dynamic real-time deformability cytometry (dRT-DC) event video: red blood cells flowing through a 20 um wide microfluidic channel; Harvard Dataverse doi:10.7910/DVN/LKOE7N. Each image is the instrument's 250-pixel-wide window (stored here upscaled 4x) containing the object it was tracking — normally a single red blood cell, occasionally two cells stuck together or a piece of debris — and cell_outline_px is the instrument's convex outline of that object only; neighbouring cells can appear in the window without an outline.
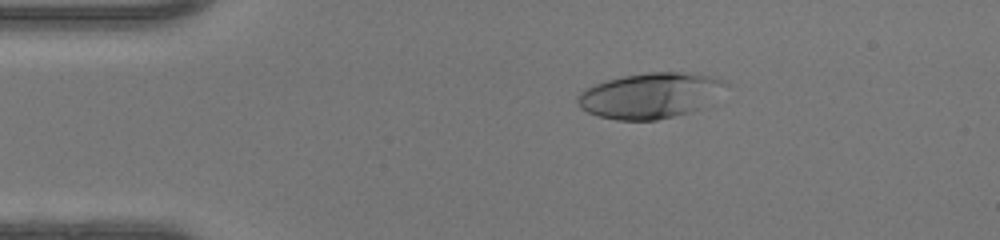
{"species": "human", "species_latin": "Homo sapiens", "temperature_condition": "warm", "stored_images_in_passage": 43, "camera_frame_rate_fps": 3000, "um_per_image_px": 0.085, "donor": {"sex": "female"}, "frame": {"image": 1, "passage_image": 5, "time_ms": 1.333, "image_size_px": [1000, 240], "cell_outline_px": [[728, 84], [700, 108], [688, 112], [656, 120], [616, 120], [600, 116], [588, 112], [580, 108], [576, 100], [576, 96], [584, 88], [604, 80], [624, 76], [648, 72], [680, 72], [712, 76], [728, 80]], "centroid_in_image_um": [55.2, 8.1], "position_along_channel_um": 29.8, "area_um2": 39.02}}
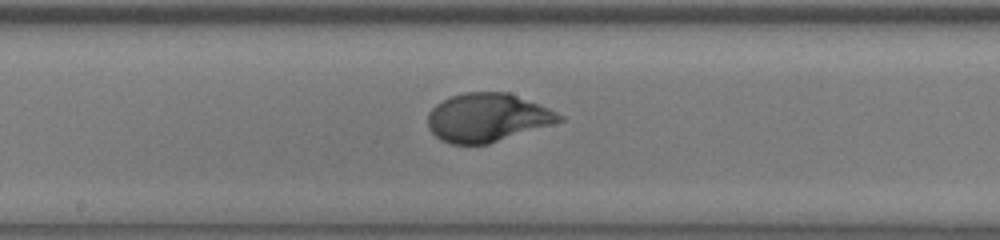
{"frame": {"image": 2, "passage_image": 21, "time_ms": 6.667, "image_size_px": [1000, 240], "cell_outline_px": [[564, 120], [552, 124], [488, 144], [452, 144], [440, 140], [428, 128], [428, 112], [436, 104], [452, 96], [464, 92], [508, 92], [540, 104], [564, 116]], "centroid_in_image_um": [41.41, 9.99], "position_along_channel_um": 206.8, "area_um2": 36.99}}
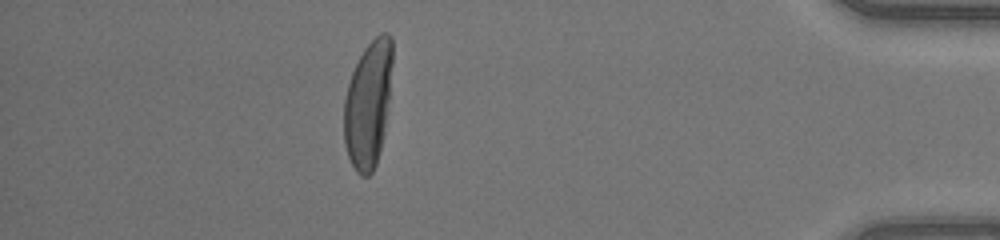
{"frame": {"image": 3, "passage_image": 38, "time_ms": 12.333, "image_size_px": [1000, 240], "cell_outline_px": [[392, 64], [388, 100], [384, 132], [376, 164], [372, 172], [368, 176], [360, 176], [356, 172], [348, 156], [344, 144], [344, 100], [348, 84], [352, 72], [364, 48], [380, 32], [388, 32], [392, 36]], "centroid_in_image_um": [31.28, 8.84], "position_along_channel_um": 403.9, "area_um2": 35.6}, "authors_computed_cell_mechanics": {"area_um2": 36.8764, "velocity_mm_per_s": 4.3571, "shape_relaxation_time_tau1_ms": 3.5959, "shape_relaxation_time_tau2_ms": null, "deformation_change_tau1": 0.2498, "deformation_change_tau2": null}}